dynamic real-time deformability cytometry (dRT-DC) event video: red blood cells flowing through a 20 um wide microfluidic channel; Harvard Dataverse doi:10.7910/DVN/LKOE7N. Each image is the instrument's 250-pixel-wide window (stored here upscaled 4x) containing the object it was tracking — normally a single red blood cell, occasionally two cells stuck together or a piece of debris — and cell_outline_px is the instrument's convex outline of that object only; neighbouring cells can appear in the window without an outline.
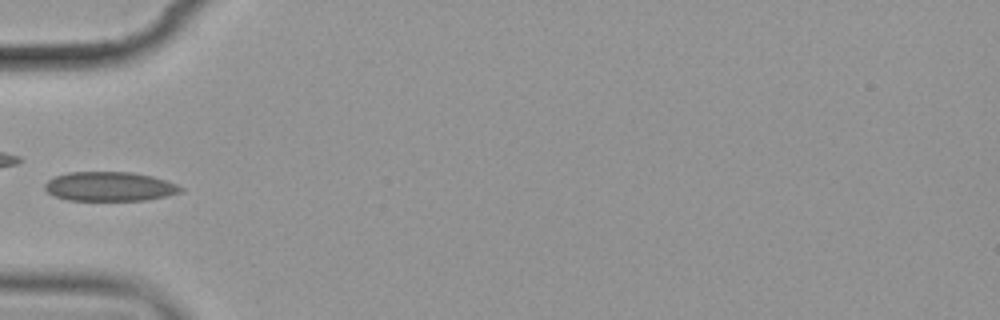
{"species": "common noctule bat (a hibernating species)", "species_latin": "Nyctalus noctula", "temperature_condition": "cold", "stored_images_in_passage": 5, "camera_frame_rate_fps": 3000, "um_per_image_px": 0.085, "animal": {"sex": "female", "body_mass_g": 19.9}, "frame": {"image": 1, "passage_image": 5, "time_ms": 4.667, "image_size_px": [1000, 320], "cell_outline_px": [[184, 188], [180, 192], [148, 200], [68, 200], [56, 196], [48, 192], [44, 188], [44, 184], [48, 180], [56, 176], [68, 172], [132, 172], [152, 176], [176, 184]], "centroid_in_image_um": [9.31, 15.85], "position_along_channel_um": 75.7, "area_um2": 23.0}}